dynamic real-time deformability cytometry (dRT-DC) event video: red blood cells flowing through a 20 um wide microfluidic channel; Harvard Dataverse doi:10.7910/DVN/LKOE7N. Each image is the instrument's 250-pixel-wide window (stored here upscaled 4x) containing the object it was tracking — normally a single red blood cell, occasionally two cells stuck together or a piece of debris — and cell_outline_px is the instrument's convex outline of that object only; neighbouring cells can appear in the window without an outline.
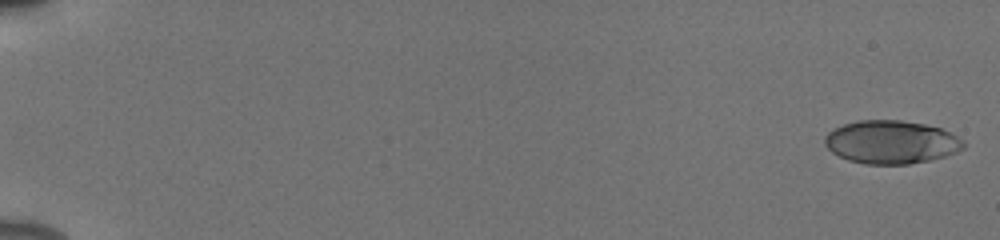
{"species": "human", "species_latin": "Homo sapiens", "temperature_condition": "cold", "stored_images_in_passage": 54, "camera_frame_rate_fps": 3000, "um_per_image_px": 0.085, "donor": {"sex": "male"}, "frame": {"image": 1, "passage_image": 1, "time_ms": 0.0, "image_size_px": [1000, 240], "cell_outline_px": [[964, 148], [956, 152], [944, 156], [928, 160], [908, 164], [864, 164], [848, 160], [832, 152], [824, 144], [824, 136], [828, 132], [844, 124], [856, 120], [900, 120], [924, 124], [940, 128], [964, 140]], "centroid_in_image_um": [75.73, 12.07], "position_along_channel_um": 9.3, "area_um2": 34.8}}
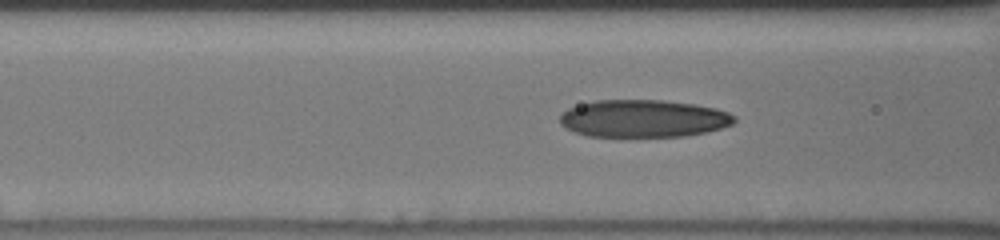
{"frame": {"image": 2, "passage_image": 24, "time_ms": 7.667, "image_size_px": [1000, 240], "cell_outline_px": [[736, 120], [732, 124], [720, 128], [704, 132], [684, 136], [588, 136], [564, 128], [560, 124], [560, 116], [568, 108], [580, 104], [596, 100], [664, 100], [692, 104], [716, 108], [728, 112], [736, 116]], "centroid_in_image_um": [54.68, 10.07], "position_along_channel_um": 111.9, "area_um2": 37.97}}
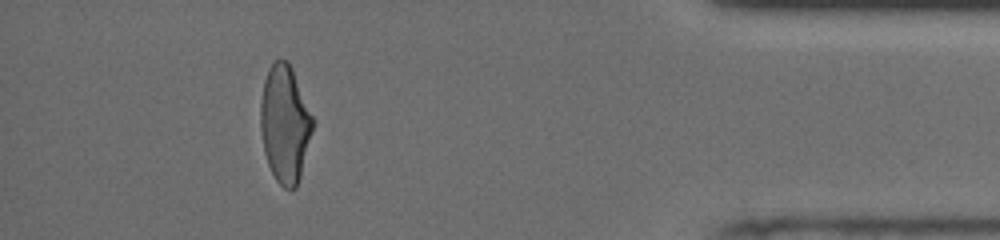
{"frame": {"image": 3, "passage_image": 50, "time_ms": 16.333, "image_size_px": [1000, 240], "cell_outline_px": [[316, 124], [300, 176], [296, 188], [284, 188], [276, 180], [268, 164], [264, 152], [260, 128], [260, 104], [264, 80], [268, 68], [276, 60], [288, 60], [292, 68], [316, 120]], "centroid_in_image_um": [24.25, 10.51], "position_along_channel_um": 411.0, "area_um2": 36.24}, "authors_computed_cell_mechanics": {"area_um2": 36.6452, "velocity_mm_per_s": 3.9103, "shape_relaxation_time_tau1_ms": 6.1165, "shape_relaxation_time_tau2_ms": 1.3893, "deformation_change_tau1": 0.2224, "deformation_change_tau2": 0.0877}}